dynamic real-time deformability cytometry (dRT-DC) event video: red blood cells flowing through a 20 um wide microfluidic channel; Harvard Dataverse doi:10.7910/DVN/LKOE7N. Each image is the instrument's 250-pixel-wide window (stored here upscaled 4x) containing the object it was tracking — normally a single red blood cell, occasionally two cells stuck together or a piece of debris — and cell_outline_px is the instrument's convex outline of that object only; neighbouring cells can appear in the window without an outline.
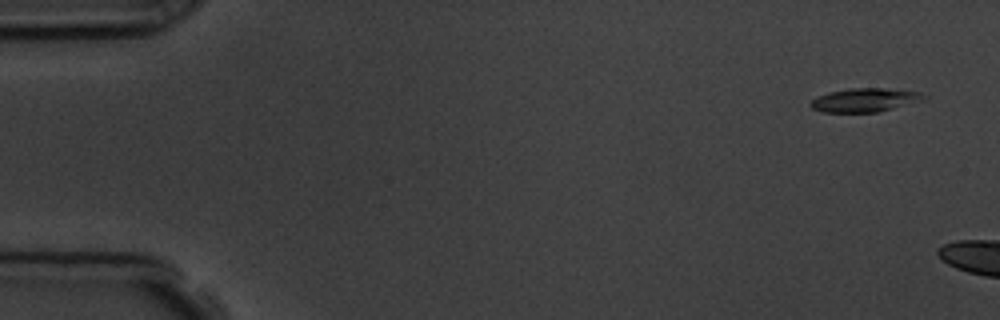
{"species": "common noctule bat (a hibernating species)", "species_latin": "Nyctalus noctula", "temperature_condition": "room temperature", "stored_images_in_passage": 3, "camera_frame_rate_fps": 3000, "um_per_image_px": 0.085, "animal": {"sex": "male", "body_mass_g": 19.5, "forearm_length_mm": 54.6}, "frame": {"image": 1, "passage_image": 1, "time_ms": 0.0, "image_size_px": [1000, 320], "cell_outline_px": [[928, 96], [880, 112], [824, 112], [812, 108], [808, 104], [812, 100], [828, 92], [852, 88], [884, 88], [920, 92]], "centroid_in_image_um": [73.43, 8.5], "position_along_channel_um": 11.6, "area_um2": 15.14}}